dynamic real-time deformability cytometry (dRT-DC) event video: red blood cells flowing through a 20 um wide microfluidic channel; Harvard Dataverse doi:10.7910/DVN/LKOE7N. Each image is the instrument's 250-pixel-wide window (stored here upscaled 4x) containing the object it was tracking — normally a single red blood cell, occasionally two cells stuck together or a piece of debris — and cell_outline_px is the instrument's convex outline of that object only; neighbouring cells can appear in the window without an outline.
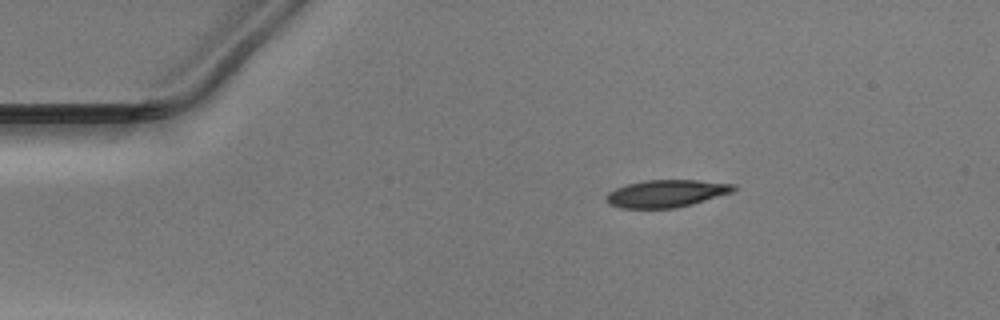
{"species": "Egyptian fruit bat (a non-hibernating species)", "species_latin": "Rousettus aegyptiacus", "temperature_condition": "warm", "stored_images_in_passage": 43, "camera_frame_rate_fps": 3000, "um_per_image_px": 0.085, "animal": {"sex": "male"}, "frame": {"image": 1, "passage_image": 1, "time_ms": 0.0, "image_size_px": [1000, 320], "cell_outline_px": [[736, 188], [732, 192], [692, 204], [676, 208], [620, 208], [608, 204], [604, 200], [604, 196], [608, 192], [616, 188], [628, 184], [644, 180], [696, 180], [732, 184]], "centroid_in_image_um": [56.56, 16.45], "position_along_channel_um": 28.4, "area_um2": 20.29}}
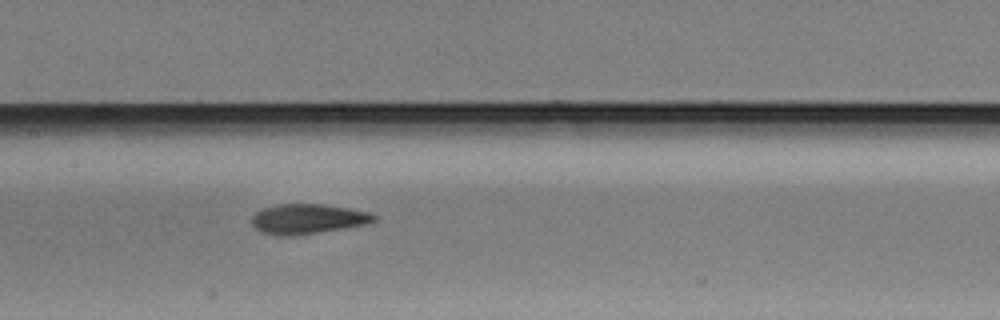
{"frame": {"image": 2, "passage_image": 17, "time_ms": 5.333, "image_size_px": [1000, 320], "cell_outline_px": [[380, 216], [376, 220], [368, 224], [316, 232], [288, 236], [264, 232], [256, 228], [252, 224], [252, 216], [256, 212], [264, 208], [280, 204], [320, 204], [348, 208], [368, 212]], "centroid_in_image_um": [26.2, 18.59], "position_along_channel_um": 181.2, "area_um2": 20.87}}
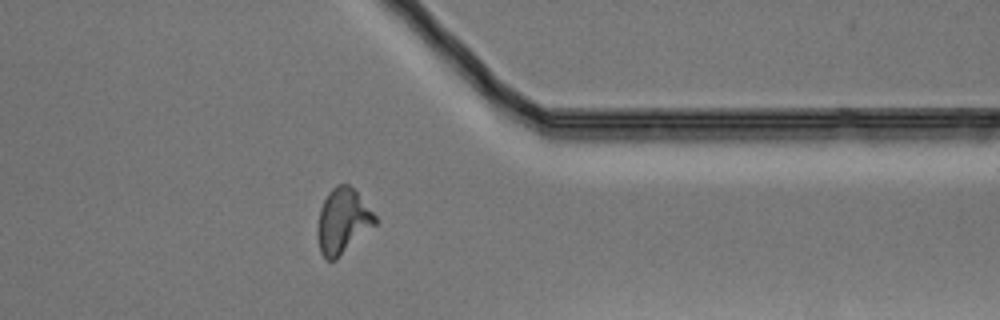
{"frame": {"image": 3, "passage_image": 33, "time_ms": 10.667, "image_size_px": [1000, 320], "cell_outline_px": [[380, 220], [376, 224], [336, 260], [328, 260], [320, 252], [316, 236], [316, 228], [320, 208], [328, 192], [336, 184], [348, 184], [356, 192]], "centroid_in_image_um": [29.12, 18.8], "position_along_channel_um": 382.3, "area_um2": 21.96}}